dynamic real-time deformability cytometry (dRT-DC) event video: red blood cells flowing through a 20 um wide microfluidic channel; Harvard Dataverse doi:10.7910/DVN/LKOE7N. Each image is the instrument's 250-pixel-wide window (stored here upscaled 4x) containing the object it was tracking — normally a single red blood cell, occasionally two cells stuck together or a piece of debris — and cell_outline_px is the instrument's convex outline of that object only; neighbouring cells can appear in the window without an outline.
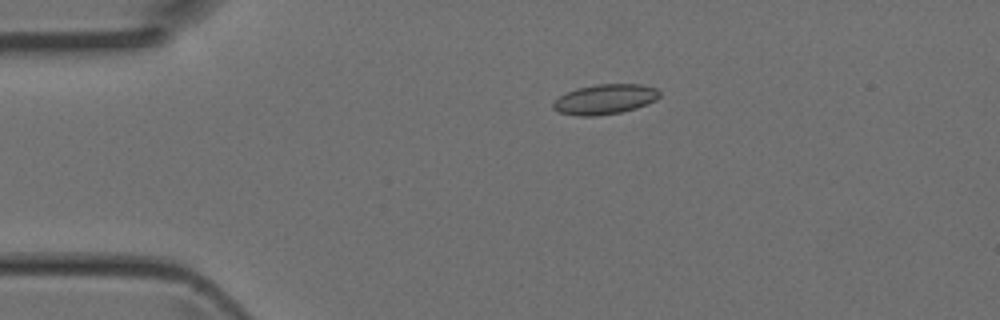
{"species": "Egyptian fruit bat (a non-hibernating species)", "species_latin": "Rousettus aegyptiacus", "temperature_condition": "room temperature", "stored_images_in_passage": 2, "camera_frame_rate_fps": 3000, "um_per_image_px": 0.085, "animal": {"sex": "female"}, "frame": {"image": 1, "passage_image": 1, "time_ms": 0.0, "image_size_px": [1000, 320], "cell_outline_px": [[660, 96], [656, 100], [636, 108], [620, 112], [592, 116], [580, 116], [560, 112], [552, 108], [552, 100], [576, 88], [596, 84], [640, 84], [656, 88], [660, 92]], "centroid_in_image_um": [51.4, 8.43], "position_along_channel_um": 33.6, "area_um2": 18.55}}